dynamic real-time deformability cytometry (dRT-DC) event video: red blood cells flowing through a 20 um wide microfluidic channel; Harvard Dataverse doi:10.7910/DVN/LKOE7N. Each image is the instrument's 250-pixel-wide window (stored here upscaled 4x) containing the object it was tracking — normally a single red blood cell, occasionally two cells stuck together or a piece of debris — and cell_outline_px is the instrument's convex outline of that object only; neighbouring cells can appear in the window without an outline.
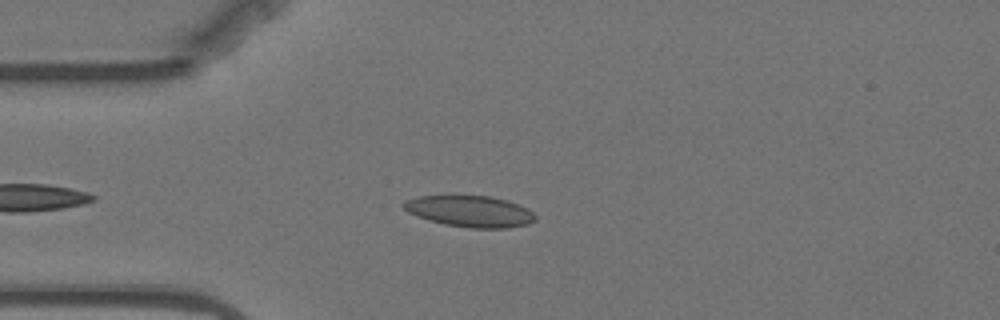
{"species": "Egyptian fruit bat (a non-hibernating species)", "species_latin": "Rousettus aegyptiacus", "temperature_condition": "warm", "stored_images_in_passage": 46, "camera_frame_rate_fps": 3000, "um_per_image_px": 0.085, "animal": {"sex": "female"}, "frame": {"image": 1, "passage_image": 7, "time_ms": 2.0, "image_size_px": [1000, 320], "cell_outline_px": [[536, 220], [528, 224], [508, 228], [468, 228], [444, 224], [428, 220], [416, 216], [408, 212], [400, 204], [404, 200], [420, 196], [448, 192], [452, 192], [488, 196], [508, 200], [520, 204], [528, 208], [536, 216]], "centroid_in_image_um": [39.89, 17.9], "position_along_channel_um": 45.1, "area_um2": 25.26}}
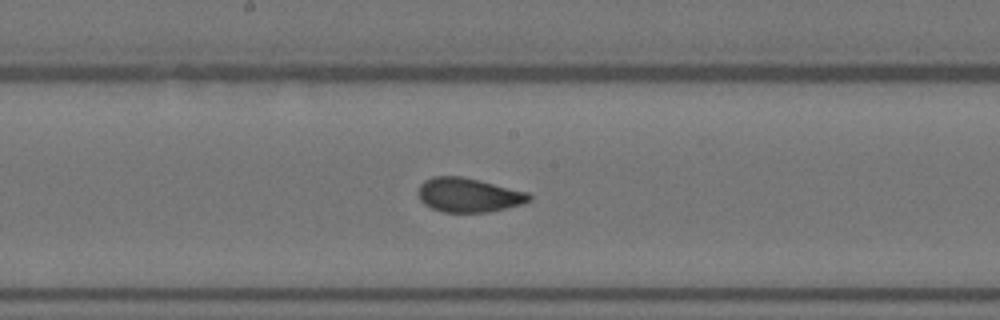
{"frame": {"image": 2, "passage_image": 22, "time_ms": 7.0, "image_size_px": [1000, 320], "cell_outline_px": [[532, 200], [524, 204], [488, 212], [444, 212], [432, 208], [424, 204], [420, 200], [416, 192], [420, 184], [424, 180], [432, 176], [460, 176], [480, 180], [528, 192], [532, 196]], "centroid_in_image_um": [39.82, 16.57], "position_along_channel_um": 208.4, "area_um2": 22.37}}
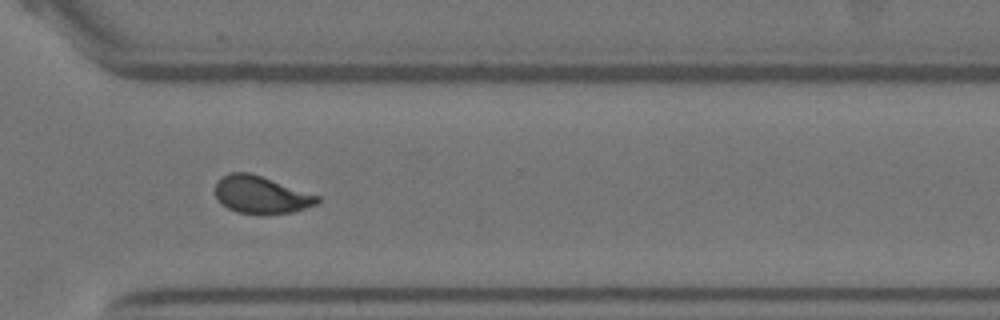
{"frame": {"image": 3, "passage_image": 34, "time_ms": 11.0, "image_size_px": [1000, 320], "cell_outline_px": [[320, 200], [316, 204], [292, 212], [260, 216], [236, 212], [228, 208], [216, 196], [216, 184], [224, 176], [232, 172], [248, 172], [320, 196]], "centroid_in_image_um": [22.21, 16.59], "position_along_channel_um": 348.4, "area_um2": 22.08}, "authors_computed_cell_mechanics": {"area_um2": 22.253, "velocity_mm_per_s": 3.5138, "shape_relaxation_time_tau1_ms": 10.1916, "shape_relaxation_time_tau2_ms": 1.0827, "deformation_change_tau1": 0.1847, "deformation_change_tau2": 0.0601}}